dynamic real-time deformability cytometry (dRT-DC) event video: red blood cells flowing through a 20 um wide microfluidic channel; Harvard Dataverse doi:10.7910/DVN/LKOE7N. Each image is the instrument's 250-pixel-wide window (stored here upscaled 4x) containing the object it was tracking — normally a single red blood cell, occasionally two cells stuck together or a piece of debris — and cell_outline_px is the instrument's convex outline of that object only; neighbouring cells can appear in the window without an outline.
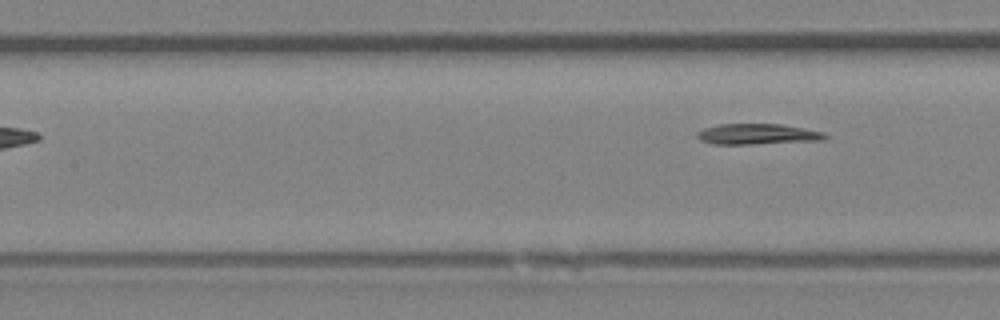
{"species": "Egyptian fruit bat (a non-hibernating species)", "species_latin": "Rousettus aegyptiacus", "temperature_condition": "room temperature", "stored_images_in_passage": 24, "segment_of_instrument_passage": [2, 2], "camera_frame_rate_fps": 3000, "um_per_image_px": 0.085, "animal": {"sex": "female"}, "frame": {"image": 1, "passage_image": 24, "time_ms": 7.667, "image_size_px": [1000, 320], "cell_outline_px": [[828, 136], [824, 140], [752, 144], [712, 144], [700, 140], [696, 136], [696, 132], [704, 128], [720, 124], [780, 124], [824, 132]], "centroid_in_image_um": [64.36, 11.4], "position_along_channel_um": 143.0, "area_um2": 15.37}}